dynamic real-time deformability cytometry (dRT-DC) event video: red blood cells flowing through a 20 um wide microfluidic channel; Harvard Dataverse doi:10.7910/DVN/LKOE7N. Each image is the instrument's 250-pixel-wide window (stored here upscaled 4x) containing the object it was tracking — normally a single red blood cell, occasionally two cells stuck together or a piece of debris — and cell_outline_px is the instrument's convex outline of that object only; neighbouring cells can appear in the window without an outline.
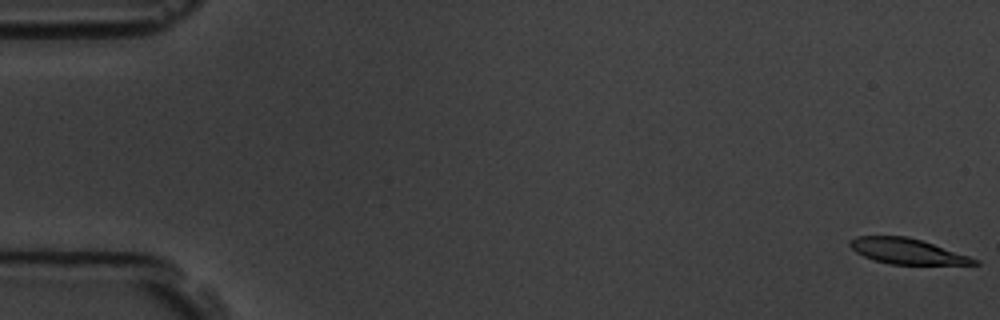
{"species": "common noctule bat (a hibernating species)", "species_latin": "Nyctalus noctula", "temperature_condition": "room temperature", "stored_images_in_passage": 6, "segment_of_instrument_passage": [2, 2], "camera_frame_rate_fps": 3000, "um_per_image_px": 0.085, "animal": {"sex": "male", "body_mass_g": 19.5, "forearm_length_mm": 54.6}, "frame": {"image": 1, "passage_image": 6, "time_ms": 6.667, "image_size_px": [1000, 320], "cell_outline_px": [[980, 264], [888, 264], [872, 260], [856, 252], [848, 244], [848, 240], [856, 236], [908, 236], [980, 260]], "centroid_in_image_um": [77.03, 21.35], "position_along_channel_um": 8.0, "area_um2": 18.26}}